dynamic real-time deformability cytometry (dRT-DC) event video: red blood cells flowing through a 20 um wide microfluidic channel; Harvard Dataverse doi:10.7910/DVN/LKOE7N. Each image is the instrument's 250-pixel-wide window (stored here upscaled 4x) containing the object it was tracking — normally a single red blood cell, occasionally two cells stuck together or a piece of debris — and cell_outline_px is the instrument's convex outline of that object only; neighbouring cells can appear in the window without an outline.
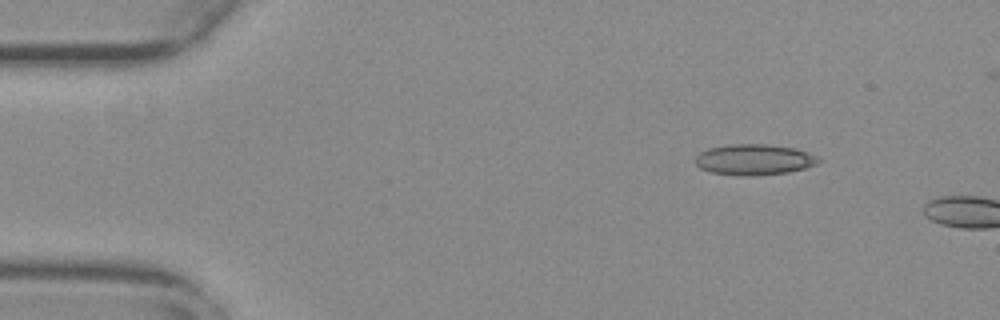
{"species": "common noctule bat (a hibernating species)", "species_latin": "Nyctalus noctula", "temperature_condition": "warm", "stored_images_in_passage": 9, "camera_frame_rate_fps": 3000, "um_per_image_px": 0.085, "animal": {"sex": "female", "body_mass_g": 29.2, "forearm_length_mm": 56.3}, "frame": {"image": 1, "passage_image": 6, "time_ms": 1.667, "image_size_px": [1000, 320], "cell_outline_px": [[820, 160], [816, 164], [804, 168], [788, 172], [752, 176], [744, 176], [712, 172], [700, 168], [696, 164], [696, 156], [700, 152], [708, 148], [728, 144], [764, 144], [796, 148], [808, 152], [816, 156]], "centroid_in_image_um": [64.09, 13.56], "position_along_channel_um": 20.9, "area_um2": 22.02}}